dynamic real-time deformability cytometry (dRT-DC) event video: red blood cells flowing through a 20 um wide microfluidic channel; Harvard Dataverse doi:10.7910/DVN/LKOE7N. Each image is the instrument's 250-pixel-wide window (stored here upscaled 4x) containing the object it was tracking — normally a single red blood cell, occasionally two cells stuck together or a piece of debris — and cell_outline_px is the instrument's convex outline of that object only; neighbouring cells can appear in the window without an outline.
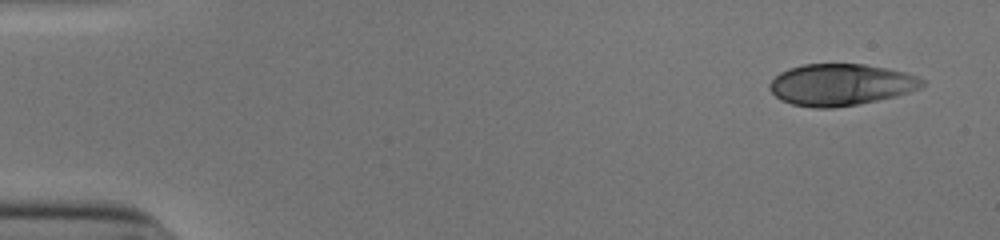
{"species": "human", "species_latin": "Homo sapiens", "temperature_condition": "cold", "stored_images_in_passage": 50, "camera_frame_rate_fps": 3000, "um_per_image_px": 0.085, "donor": {"sex": "male"}, "frame": {"image": 1, "passage_image": 1, "time_ms": 0.0, "image_size_px": [1000, 240], "cell_outline_px": [[924, 84], [920, 88], [896, 96], [856, 104], [832, 108], [816, 108], [792, 104], [780, 100], [768, 88], [768, 84], [780, 72], [788, 68], [804, 64], [864, 64], [888, 68], [904, 72], [916, 76], [924, 80]], "centroid_in_image_um": [71.44, 7.19], "position_along_channel_um": 13.6, "area_um2": 36.93}}
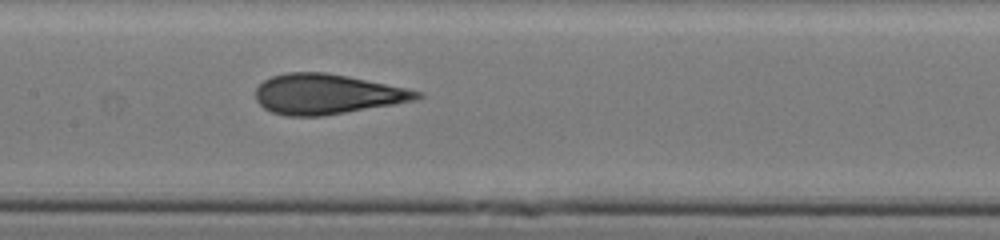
{"frame": {"image": 2, "passage_image": 24, "time_ms": 7.667, "image_size_px": [1000, 240], "cell_outline_px": [[424, 96], [416, 100], [320, 116], [288, 116], [272, 112], [264, 108], [256, 100], [256, 88], [264, 80], [272, 76], [288, 72], [324, 72], [348, 76], [408, 88], [424, 92]], "centroid_in_image_um": [27.8, 7.99], "position_along_channel_um": 179.6, "area_um2": 37.51}}
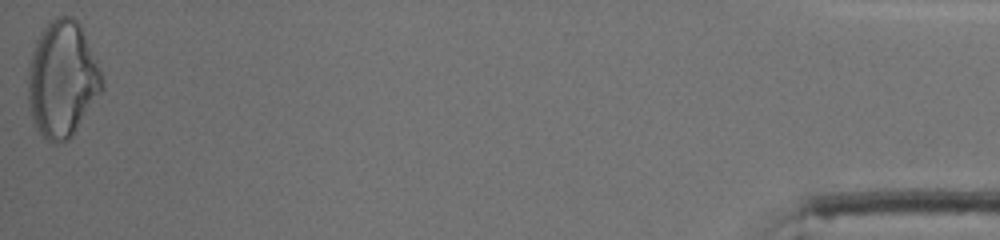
{"frame": {"image": 3, "passage_image": 50, "time_ms": 16.333, "image_size_px": [1000, 240], "cell_outline_px": [[104, 88], [72, 136], [68, 140], [56, 144], [52, 144], [32, 124], [28, 104], [28, 64], [36, 40], [40, 32], [56, 16], [72, 16], [76, 20], [96, 60], [104, 80]], "centroid_in_image_um": [5.27, 6.78], "position_along_channel_um": 429.9, "area_um2": 50.0}, "authors_computed_cell_mechanics": {"area_um2": 37.57, "velocity_mm_per_s": 3.9253, "shape_relaxation_time_tau1_ms": 7.6912, "shape_relaxation_time_tau2_ms": 1.0039, "deformation_change_tau1": 0.2387, "deformation_change_tau2": 0.0861}}